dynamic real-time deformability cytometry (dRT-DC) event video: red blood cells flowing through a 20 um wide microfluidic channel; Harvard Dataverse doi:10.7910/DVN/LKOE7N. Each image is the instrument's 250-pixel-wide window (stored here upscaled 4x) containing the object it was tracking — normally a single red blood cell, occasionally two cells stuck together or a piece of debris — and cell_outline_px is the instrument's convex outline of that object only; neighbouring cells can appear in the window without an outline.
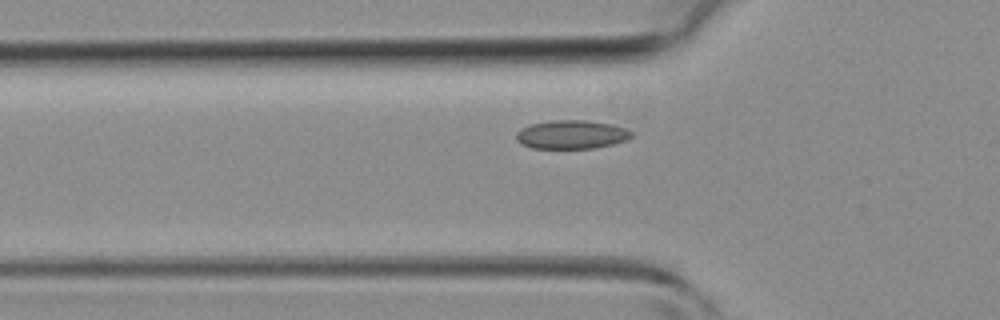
{"species": "common noctule bat (a hibernating species)", "species_latin": "Nyctalus noctula", "temperature_condition": "room temperature", "stored_images_in_passage": 39, "camera_frame_rate_fps": 3000, "um_per_image_px": 0.085, "animal": {"sex": "female", "body_mass_g": 19.3, "forearm_length_mm": 54.1}, "frame": {"image": 1, "passage_image": 9, "time_ms": 2.667, "image_size_px": [1000, 320], "cell_outline_px": [[632, 136], [628, 140], [596, 148], [532, 148], [520, 144], [516, 140], [516, 132], [520, 128], [532, 124], [552, 120], [588, 120], [612, 124], [624, 128], [632, 132]], "centroid_in_image_um": [48.57, 11.43], "position_along_channel_um": 77.2, "area_um2": 19.36}}
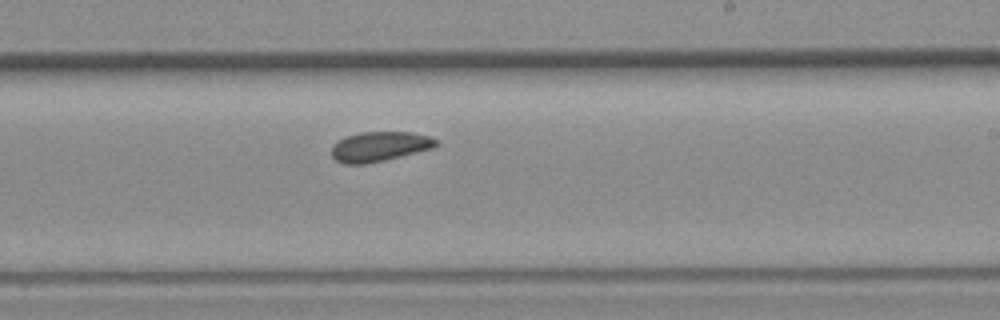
{"frame": {"image": 2, "passage_image": 21, "time_ms": 6.667, "image_size_px": [1000, 320], "cell_outline_px": [[440, 144], [432, 148], [384, 160], [364, 164], [344, 164], [336, 160], [332, 156], [332, 144], [344, 136], [360, 132], [412, 132], [428, 136], [440, 140]], "centroid_in_image_um": [32.25, 12.44], "position_along_channel_um": 256.7, "area_um2": 18.21}}
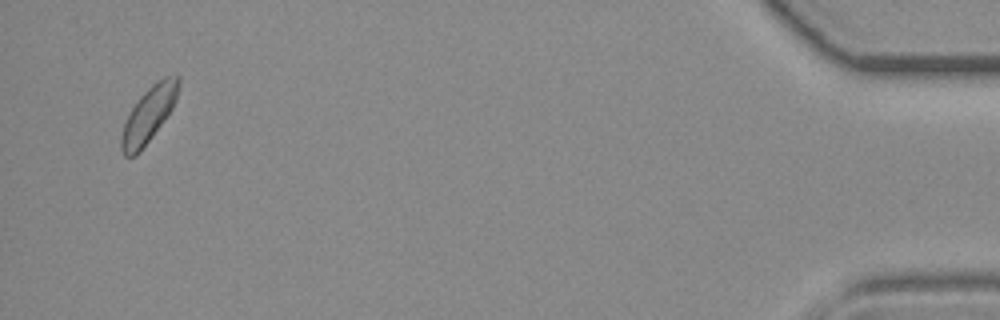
{"frame": {"image": 3, "passage_image": 38, "time_ms": 12.333, "image_size_px": [1000, 320], "cell_outline_px": [[180, 84], [176, 100], [172, 108], [140, 152], [136, 156], [124, 156], [120, 148], [120, 136], [124, 124], [132, 108], [140, 96], [156, 80], [164, 76], [176, 72], [180, 76]], "centroid_in_image_um": [12.65, 9.68], "position_along_channel_um": 422.5, "area_um2": 18.5}}